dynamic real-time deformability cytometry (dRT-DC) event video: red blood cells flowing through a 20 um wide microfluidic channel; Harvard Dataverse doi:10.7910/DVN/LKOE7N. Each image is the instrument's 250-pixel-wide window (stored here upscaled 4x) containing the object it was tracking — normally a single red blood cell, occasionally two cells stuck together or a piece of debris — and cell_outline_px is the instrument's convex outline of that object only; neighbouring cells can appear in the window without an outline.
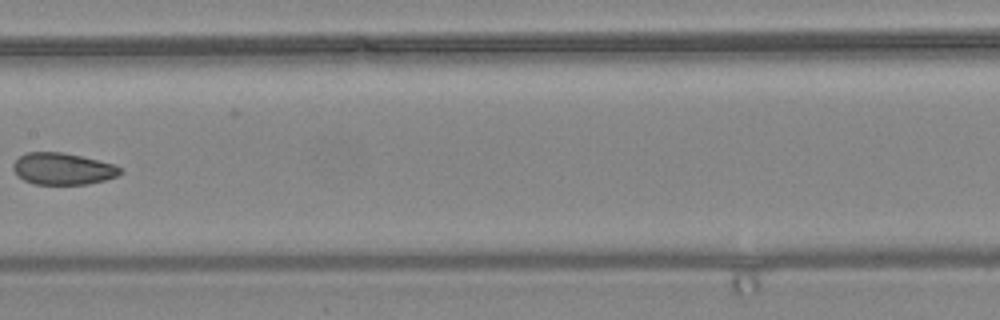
{"species": "common noctule bat (a hibernating species)", "species_latin": "Nyctalus noctula", "temperature_condition": "warm", "stored_images_in_passage": 8, "camera_frame_rate_fps": 3000, "um_per_image_px": 0.085, "animal": {"sex": "female", "body_mass_g": 24.6, "forearm_length_mm": 56.2}, "frame": {"image": 1, "passage_image": 8, "time_ms": 2.333, "image_size_px": [1000, 320], "cell_outline_px": [[120, 172], [116, 176], [104, 180], [88, 184], [36, 184], [24, 180], [16, 176], [12, 168], [12, 164], [20, 156], [28, 152], [64, 152], [116, 164], [120, 168]], "centroid_in_image_um": [5.3, 14.34], "position_along_channel_um": 202.1, "area_um2": 19.83}}